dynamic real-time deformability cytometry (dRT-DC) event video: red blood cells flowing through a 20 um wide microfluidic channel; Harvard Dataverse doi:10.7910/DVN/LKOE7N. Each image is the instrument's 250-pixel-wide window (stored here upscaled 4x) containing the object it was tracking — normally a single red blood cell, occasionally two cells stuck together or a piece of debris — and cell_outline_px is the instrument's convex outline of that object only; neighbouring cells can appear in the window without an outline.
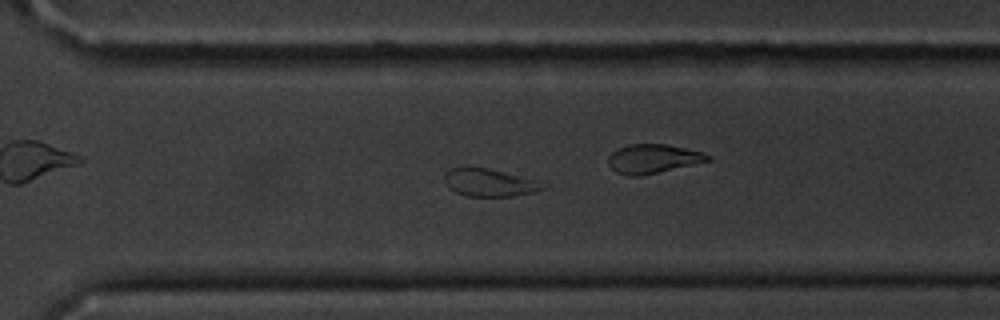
{"species": "common noctule bat (a hibernating species)", "species_latin": "Nyctalus noctula", "temperature_condition": "cold", "stored_images_in_passage": 44, "camera_frame_rate_fps": 3000, "um_per_image_px": 0.085, "animal": {"sex": "male", "body_mass_g": 20.1, "forearm_length_mm": 53.5}, "frame": {"image": 1, "passage_image": 32, "time_ms": 10.333, "image_size_px": [1000, 320], "cell_outline_px": [[548, 188], [532, 192], [512, 196], [464, 196], [448, 188], [444, 180], [444, 176], [452, 168], [488, 168], [548, 184]], "centroid_in_image_um": [41.6, 15.54], "position_along_channel_um": 329.0, "area_um2": 15.55}, "authors_computed_cell_mechanics": {"area_um2": 17.2533, "velocity_mm_per_s": 3.5731, "shape_relaxation_time_tau1_ms": 3.7778, "shape_relaxation_time_tau2_ms": 2.0797, "deformation_change_tau1": 0.1154, "deformation_change_tau2": 0.0716}}